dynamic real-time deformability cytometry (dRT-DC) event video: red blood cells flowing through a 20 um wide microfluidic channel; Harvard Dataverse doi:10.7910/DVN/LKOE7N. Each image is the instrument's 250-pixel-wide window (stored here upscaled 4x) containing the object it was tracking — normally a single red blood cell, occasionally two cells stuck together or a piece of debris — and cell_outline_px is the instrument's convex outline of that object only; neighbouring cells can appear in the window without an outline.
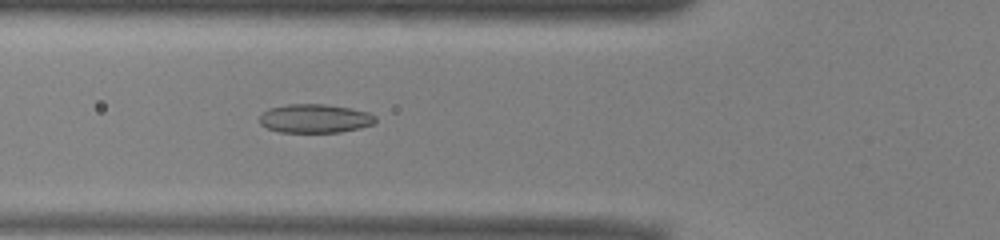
{"species": "common noctule bat (a hibernating species)", "species_latin": "Nyctalus noctula", "temperature_condition": "warm", "stored_images_in_passage": 36, "camera_frame_rate_fps": 3000, "um_per_image_px": 0.085, "animal": {"sex": "male", "body_mass_g": 13.0, "forearm_length_mm": 53.1}, "frame": {"image": 1, "passage_image": 10, "time_ms": 3.0, "image_size_px": [1000, 240], "cell_outline_px": [[376, 120], [372, 124], [360, 128], [340, 132], [280, 132], [268, 128], [260, 124], [260, 116], [268, 108], [288, 104], [324, 104], [352, 108], [368, 112], [376, 116]], "centroid_in_image_um": [26.78, 10.07], "position_along_channel_um": 99.0, "area_um2": 19.42}}
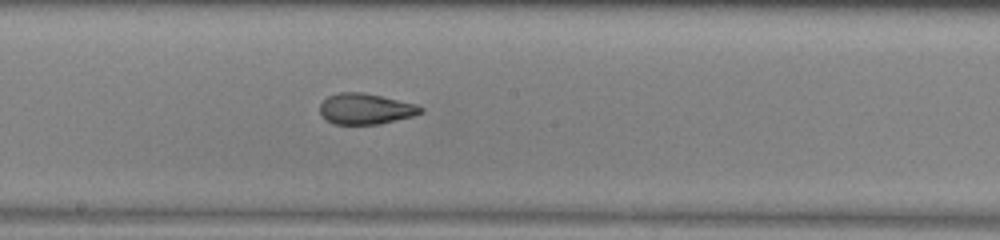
{"frame": {"image": 2, "passage_image": 19, "time_ms": 6.0, "image_size_px": [1000, 240], "cell_outline_px": [[424, 112], [412, 116], [380, 124], [332, 124], [320, 112], [320, 104], [328, 96], [340, 92], [360, 92], [380, 96], [416, 104], [424, 108]], "centroid_in_image_um": [31.09, 9.25], "position_along_channel_um": 217.1, "area_um2": 17.92}}
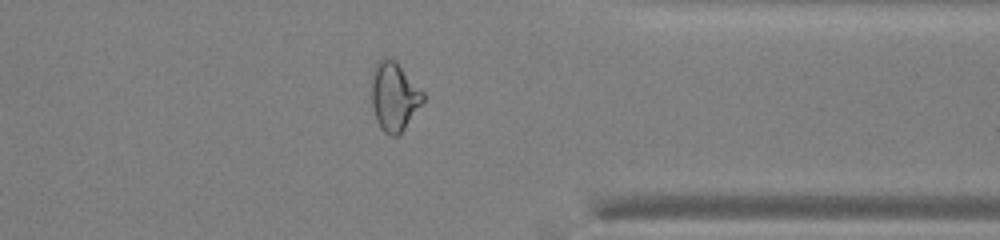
{"frame": {"image": 3, "passage_image": 32, "time_ms": 10.333, "image_size_px": [1000, 240], "cell_outline_px": [[424, 100], [400, 136], [388, 136], [380, 128], [376, 120], [372, 104], [372, 72], [376, 60], [384, 56], [396, 60], [424, 92]], "centroid_in_image_um": [33.5, 8.19], "position_along_channel_um": 377.9, "area_um2": 21.04}, "authors_computed_cell_mechanics": {"area_um2": 19.3341, "velocity_mm_per_s": 3.9341, "shape_relaxation_time_tau1_ms": 8.4074, "shape_relaxation_time_tau2_ms": 1.7224, "deformation_change_tau1": 0.1791, "deformation_change_tau2": 0.0856}}